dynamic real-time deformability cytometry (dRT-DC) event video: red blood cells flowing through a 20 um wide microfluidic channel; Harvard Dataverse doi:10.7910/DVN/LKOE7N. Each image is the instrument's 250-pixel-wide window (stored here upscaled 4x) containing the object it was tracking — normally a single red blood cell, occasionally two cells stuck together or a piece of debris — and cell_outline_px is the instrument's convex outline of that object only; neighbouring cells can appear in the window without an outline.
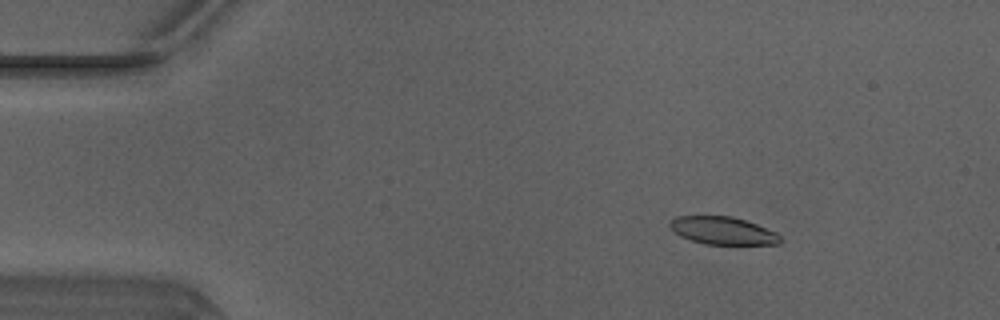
{"species": "Egyptian fruit bat (a non-hibernating species)", "species_latin": "Rousettus aegyptiacus", "temperature_condition": "warm", "stored_images_in_passage": 51, "camera_frame_rate_fps": 3000, "um_per_image_px": 0.085, "animal": {"sex": "male"}, "frame": {"image": 1, "passage_image": 8, "time_ms": 2.333, "image_size_px": [1000, 320], "cell_outline_px": [[784, 240], [780, 244], [704, 244], [680, 236], [672, 232], [668, 224], [676, 216], [732, 216], [756, 224], [776, 232]], "centroid_in_image_um": [61.43, 19.61], "position_along_channel_um": 23.6, "area_um2": 17.86}}
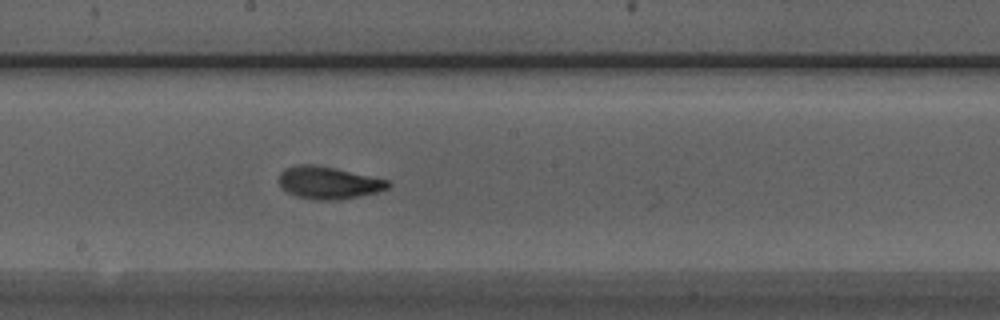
{"frame": {"image": 2, "passage_image": 28, "time_ms": 9.0, "image_size_px": [1000, 320], "cell_outline_px": [[388, 188], [376, 192], [336, 200], [316, 200], [296, 196], [288, 192], [280, 184], [280, 172], [284, 168], [296, 164], [316, 164], [336, 168], [388, 180]], "centroid_in_image_um": [27.88, 15.51], "position_along_channel_um": 220.3, "area_um2": 20.35}}
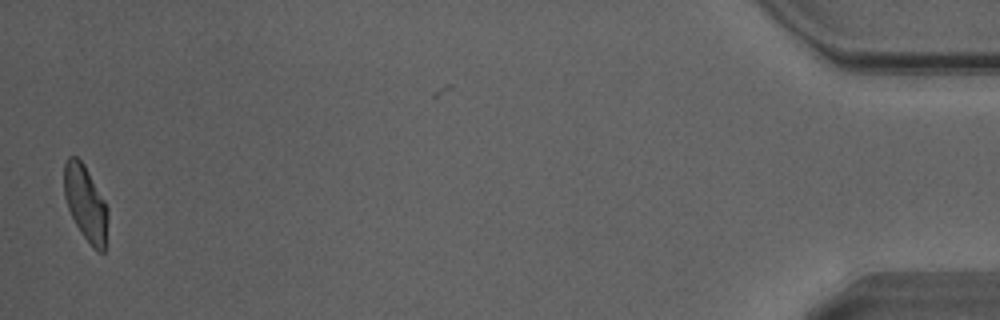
{"frame": {"image": 3, "passage_image": 50, "time_ms": 16.333, "image_size_px": [1000, 320], "cell_outline_px": [[108, 216], [104, 252], [96, 252], [92, 248], [80, 232], [68, 208], [64, 196], [64, 164], [68, 156], [76, 156], [84, 164], [104, 200], [108, 208]], "centroid_in_image_um": [7.27, 17.29], "position_along_channel_um": 427.9, "area_um2": 19.19}, "authors_computed_cell_mechanics": {"area_um2": 19.8832, "velocity_mm_per_s": 4.1295, "shape_relaxation_time_tau1_ms": 3.6172, "shape_relaxation_time_tau2_ms": 1.4265, "deformation_change_tau1": 0.1536, "deformation_change_tau2": 0.083}}